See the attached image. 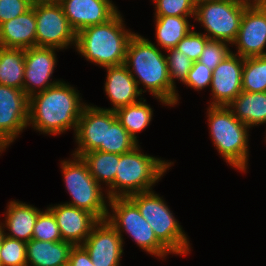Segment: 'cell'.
<instances>
[{"instance_id": "6da1fadb", "label": "cell", "mask_w": 266, "mask_h": 266, "mask_svg": "<svg viewBox=\"0 0 266 266\" xmlns=\"http://www.w3.org/2000/svg\"><path fill=\"white\" fill-rule=\"evenodd\" d=\"M76 87L61 80L45 91L29 97L28 127L41 134L60 135L77 129V122L87 103Z\"/></svg>"}, {"instance_id": "7a4b0ae2", "label": "cell", "mask_w": 266, "mask_h": 266, "mask_svg": "<svg viewBox=\"0 0 266 266\" xmlns=\"http://www.w3.org/2000/svg\"><path fill=\"white\" fill-rule=\"evenodd\" d=\"M124 65L137 82L141 93L149 92L165 106L179 102L178 91L172 86L165 54L159 47L138 33L130 39ZM147 89V90H145Z\"/></svg>"}, {"instance_id": "3957f363", "label": "cell", "mask_w": 266, "mask_h": 266, "mask_svg": "<svg viewBox=\"0 0 266 266\" xmlns=\"http://www.w3.org/2000/svg\"><path fill=\"white\" fill-rule=\"evenodd\" d=\"M120 13L106 23L86 27L76 34L75 50L81 57L102 68L124 64L135 32L126 28Z\"/></svg>"}, {"instance_id": "277c9868", "label": "cell", "mask_w": 266, "mask_h": 266, "mask_svg": "<svg viewBox=\"0 0 266 266\" xmlns=\"http://www.w3.org/2000/svg\"><path fill=\"white\" fill-rule=\"evenodd\" d=\"M174 164L168 160L144 154L140 145L119 155L115 181L105 190L109 199L129 197L153 190V187Z\"/></svg>"}, {"instance_id": "5b68a950", "label": "cell", "mask_w": 266, "mask_h": 266, "mask_svg": "<svg viewBox=\"0 0 266 266\" xmlns=\"http://www.w3.org/2000/svg\"><path fill=\"white\" fill-rule=\"evenodd\" d=\"M206 109L209 134L221 158L232 168L247 173L250 128L227 106H208Z\"/></svg>"}, {"instance_id": "8992f818", "label": "cell", "mask_w": 266, "mask_h": 266, "mask_svg": "<svg viewBox=\"0 0 266 266\" xmlns=\"http://www.w3.org/2000/svg\"><path fill=\"white\" fill-rule=\"evenodd\" d=\"M137 205L142 217L147 220L157 239L174 255L191 252L188 235L184 232L164 198L154 190L129 196ZM163 198V199H162Z\"/></svg>"}, {"instance_id": "52a82bcc", "label": "cell", "mask_w": 266, "mask_h": 266, "mask_svg": "<svg viewBox=\"0 0 266 266\" xmlns=\"http://www.w3.org/2000/svg\"><path fill=\"white\" fill-rule=\"evenodd\" d=\"M71 156L60 162L66 191L71 197V201L64 203L87 210L99 220H106L109 208L106 189L93 178L81 157Z\"/></svg>"}, {"instance_id": "ba28073f", "label": "cell", "mask_w": 266, "mask_h": 266, "mask_svg": "<svg viewBox=\"0 0 266 266\" xmlns=\"http://www.w3.org/2000/svg\"><path fill=\"white\" fill-rule=\"evenodd\" d=\"M106 220L117 230L123 239V233L144 250L146 253L165 259L172 253L157 239L154 231L146 219H144L137 205L129 197H117L109 199Z\"/></svg>"}, {"instance_id": "9c48e42d", "label": "cell", "mask_w": 266, "mask_h": 266, "mask_svg": "<svg viewBox=\"0 0 266 266\" xmlns=\"http://www.w3.org/2000/svg\"><path fill=\"white\" fill-rule=\"evenodd\" d=\"M248 5L240 0H202L196 3L194 21L201 24L210 40L232 45Z\"/></svg>"}, {"instance_id": "30bf717a", "label": "cell", "mask_w": 266, "mask_h": 266, "mask_svg": "<svg viewBox=\"0 0 266 266\" xmlns=\"http://www.w3.org/2000/svg\"><path fill=\"white\" fill-rule=\"evenodd\" d=\"M36 46L60 51L76 45V32L57 1H34Z\"/></svg>"}, {"instance_id": "8fae6325", "label": "cell", "mask_w": 266, "mask_h": 266, "mask_svg": "<svg viewBox=\"0 0 266 266\" xmlns=\"http://www.w3.org/2000/svg\"><path fill=\"white\" fill-rule=\"evenodd\" d=\"M29 97L22 89L0 85V153L28 127Z\"/></svg>"}, {"instance_id": "7c38bea8", "label": "cell", "mask_w": 266, "mask_h": 266, "mask_svg": "<svg viewBox=\"0 0 266 266\" xmlns=\"http://www.w3.org/2000/svg\"><path fill=\"white\" fill-rule=\"evenodd\" d=\"M234 54L243 58L266 56V0L249 4L243 13Z\"/></svg>"}, {"instance_id": "4fadbf2b", "label": "cell", "mask_w": 266, "mask_h": 266, "mask_svg": "<svg viewBox=\"0 0 266 266\" xmlns=\"http://www.w3.org/2000/svg\"><path fill=\"white\" fill-rule=\"evenodd\" d=\"M58 50L57 48L38 46L25 49L23 91L28 97L45 91L61 81L51 78L56 68L57 54L55 52Z\"/></svg>"}, {"instance_id": "5bb4252c", "label": "cell", "mask_w": 266, "mask_h": 266, "mask_svg": "<svg viewBox=\"0 0 266 266\" xmlns=\"http://www.w3.org/2000/svg\"><path fill=\"white\" fill-rule=\"evenodd\" d=\"M94 266H120L124 243L117 230L107 221L100 220L82 244Z\"/></svg>"}, {"instance_id": "9a60e30c", "label": "cell", "mask_w": 266, "mask_h": 266, "mask_svg": "<svg viewBox=\"0 0 266 266\" xmlns=\"http://www.w3.org/2000/svg\"><path fill=\"white\" fill-rule=\"evenodd\" d=\"M244 58L230 54L212 71L209 106H228L242 92Z\"/></svg>"}, {"instance_id": "2e32d148", "label": "cell", "mask_w": 266, "mask_h": 266, "mask_svg": "<svg viewBox=\"0 0 266 266\" xmlns=\"http://www.w3.org/2000/svg\"><path fill=\"white\" fill-rule=\"evenodd\" d=\"M57 2L76 33L86 27L106 23L120 11L112 0H58Z\"/></svg>"}, {"instance_id": "e0dca14e", "label": "cell", "mask_w": 266, "mask_h": 266, "mask_svg": "<svg viewBox=\"0 0 266 266\" xmlns=\"http://www.w3.org/2000/svg\"><path fill=\"white\" fill-rule=\"evenodd\" d=\"M55 216L63 241L82 245L93 227L100 221L87 210L66 203L52 204L47 207Z\"/></svg>"}, {"instance_id": "ac0fdd59", "label": "cell", "mask_w": 266, "mask_h": 266, "mask_svg": "<svg viewBox=\"0 0 266 266\" xmlns=\"http://www.w3.org/2000/svg\"><path fill=\"white\" fill-rule=\"evenodd\" d=\"M91 105L84 106L74 133L77 147L72 154L78 157L105 145L106 109Z\"/></svg>"}, {"instance_id": "d6986e66", "label": "cell", "mask_w": 266, "mask_h": 266, "mask_svg": "<svg viewBox=\"0 0 266 266\" xmlns=\"http://www.w3.org/2000/svg\"><path fill=\"white\" fill-rule=\"evenodd\" d=\"M104 69L107 72L104 92L113 106L112 108L103 109L116 111L121 107L135 104L143 99L142 88H138L137 82L124 64L108 66L104 67Z\"/></svg>"}, {"instance_id": "ffe728a7", "label": "cell", "mask_w": 266, "mask_h": 266, "mask_svg": "<svg viewBox=\"0 0 266 266\" xmlns=\"http://www.w3.org/2000/svg\"><path fill=\"white\" fill-rule=\"evenodd\" d=\"M0 46L19 49L36 46L34 2L28 11L0 25Z\"/></svg>"}, {"instance_id": "44dd1931", "label": "cell", "mask_w": 266, "mask_h": 266, "mask_svg": "<svg viewBox=\"0 0 266 266\" xmlns=\"http://www.w3.org/2000/svg\"><path fill=\"white\" fill-rule=\"evenodd\" d=\"M6 208L5 220L2 222L4 235L29 242L33 237L34 226L41 210L32 204L16 200L8 202Z\"/></svg>"}, {"instance_id": "7402d4cb", "label": "cell", "mask_w": 266, "mask_h": 266, "mask_svg": "<svg viewBox=\"0 0 266 266\" xmlns=\"http://www.w3.org/2000/svg\"><path fill=\"white\" fill-rule=\"evenodd\" d=\"M73 246L67 241L31 239L26 242L27 266H66Z\"/></svg>"}, {"instance_id": "603a6c76", "label": "cell", "mask_w": 266, "mask_h": 266, "mask_svg": "<svg viewBox=\"0 0 266 266\" xmlns=\"http://www.w3.org/2000/svg\"><path fill=\"white\" fill-rule=\"evenodd\" d=\"M227 107L249 128L266 124V92L242 91Z\"/></svg>"}, {"instance_id": "cb8c5ba5", "label": "cell", "mask_w": 266, "mask_h": 266, "mask_svg": "<svg viewBox=\"0 0 266 266\" xmlns=\"http://www.w3.org/2000/svg\"><path fill=\"white\" fill-rule=\"evenodd\" d=\"M195 16H154L155 36L157 47L165 51L175 48L178 42L183 39L194 27L190 25L189 18Z\"/></svg>"}, {"instance_id": "d4e9b609", "label": "cell", "mask_w": 266, "mask_h": 266, "mask_svg": "<svg viewBox=\"0 0 266 266\" xmlns=\"http://www.w3.org/2000/svg\"><path fill=\"white\" fill-rule=\"evenodd\" d=\"M25 72V49L0 46V85L22 89Z\"/></svg>"}, {"instance_id": "484cf974", "label": "cell", "mask_w": 266, "mask_h": 266, "mask_svg": "<svg viewBox=\"0 0 266 266\" xmlns=\"http://www.w3.org/2000/svg\"><path fill=\"white\" fill-rule=\"evenodd\" d=\"M86 163L93 178L106 189L115 181L119 164V154L99 150L90 151L80 156Z\"/></svg>"}, {"instance_id": "4316f807", "label": "cell", "mask_w": 266, "mask_h": 266, "mask_svg": "<svg viewBox=\"0 0 266 266\" xmlns=\"http://www.w3.org/2000/svg\"><path fill=\"white\" fill-rule=\"evenodd\" d=\"M138 145L117 120L115 111L106 109L105 145H101L97 150L121 155L132 151Z\"/></svg>"}, {"instance_id": "83f0119b", "label": "cell", "mask_w": 266, "mask_h": 266, "mask_svg": "<svg viewBox=\"0 0 266 266\" xmlns=\"http://www.w3.org/2000/svg\"><path fill=\"white\" fill-rule=\"evenodd\" d=\"M115 113L117 120L139 144L136 134L148 127L153 119V109L146 103V99L143 98L135 104L121 107Z\"/></svg>"}, {"instance_id": "f1b7e54d", "label": "cell", "mask_w": 266, "mask_h": 266, "mask_svg": "<svg viewBox=\"0 0 266 266\" xmlns=\"http://www.w3.org/2000/svg\"><path fill=\"white\" fill-rule=\"evenodd\" d=\"M242 91L266 92V56L244 58Z\"/></svg>"}, {"instance_id": "f546056e", "label": "cell", "mask_w": 266, "mask_h": 266, "mask_svg": "<svg viewBox=\"0 0 266 266\" xmlns=\"http://www.w3.org/2000/svg\"><path fill=\"white\" fill-rule=\"evenodd\" d=\"M0 266H27L26 242L4 235L0 248Z\"/></svg>"}, {"instance_id": "4dcf8cb0", "label": "cell", "mask_w": 266, "mask_h": 266, "mask_svg": "<svg viewBox=\"0 0 266 266\" xmlns=\"http://www.w3.org/2000/svg\"><path fill=\"white\" fill-rule=\"evenodd\" d=\"M168 55L166 56L167 67L169 72V77L172 86L176 89L175 80L184 83L187 79L188 73L192 68L193 62L190 60L188 55H184L182 51L176 48H171L166 50Z\"/></svg>"}, {"instance_id": "1f68e13d", "label": "cell", "mask_w": 266, "mask_h": 266, "mask_svg": "<svg viewBox=\"0 0 266 266\" xmlns=\"http://www.w3.org/2000/svg\"><path fill=\"white\" fill-rule=\"evenodd\" d=\"M32 239L50 242L63 241L56 218L48 208L38 214Z\"/></svg>"}, {"instance_id": "d6a6232c", "label": "cell", "mask_w": 266, "mask_h": 266, "mask_svg": "<svg viewBox=\"0 0 266 266\" xmlns=\"http://www.w3.org/2000/svg\"><path fill=\"white\" fill-rule=\"evenodd\" d=\"M154 16H195L194 0H152Z\"/></svg>"}, {"instance_id": "836d02e7", "label": "cell", "mask_w": 266, "mask_h": 266, "mask_svg": "<svg viewBox=\"0 0 266 266\" xmlns=\"http://www.w3.org/2000/svg\"><path fill=\"white\" fill-rule=\"evenodd\" d=\"M229 46V47H228ZM232 45L223 41L209 40L202 51L198 62L206 65L211 70L226 59L233 51Z\"/></svg>"}, {"instance_id": "e575fe53", "label": "cell", "mask_w": 266, "mask_h": 266, "mask_svg": "<svg viewBox=\"0 0 266 266\" xmlns=\"http://www.w3.org/2000/svg\"><path fill=\"white\" fill-rule=\"evenodd\" d=\"M210 39L203 34V32H197L194 28L176 45V49L182 51L185 55H188L192 62L198 61L206 43Z\"/></svg>"}, {"instance_id": "d590c367", "label": "cell", "mask_w": 266, "mask_h": 266, "mask_svg": "<svg viewBox=\"0 0 266 266\" xmlns=\"http://www.w3.org/2000/svg\"><path fill=\"white\" fill-rule=\"evenodd\" d=\"M212 71L213 70L198 61L193 62L192 68L183 84L195 91H202V89L210 87Z\"/></svg>"}, {"instance_id": "8d00e7d4", "label": "cell", "mask_w": 266, "mask_h": 266, "mask_svg": "<svg viewBox=\"0 0 266 266\" xmlns=\"http://www.w3.org/2000/svg\"><path fill=\"white\" fill-rule=\"evenodd\" d=\"M34 0H0V25L28 11Z\"/></svg>"}, {"instance_id": "74e56055", "label": "cell", "mask_w": 266, "mask_h": 266, "mask_svg": "<svg viewBox=\"0 0 266 266\" xmlns=\"http://www.w3.org/2000/svg\"><path fill=\"white\" fill-rule=\"evenodd\" d=\"M66 266H94V264L82 245H74L70 251L69 263Z\"/></svg>"}, {"instance_id": "f35d334b", "label": "cell", "mask_w": 266, "mask_h": 266, "mask_svg": "<svg viewBox=\"0 0 266 266\" xmlns=\"http://www.w3.org/2000/svg\"><path fill=\"white\" fill-rule=\"evenodd\" d=\"M3 237H4V229H3L2 221H0V248H1V245H2Z\"/></svg>"}, {"instance_id": "ab89813d", "label": "cell", "mask_w": 266, "mask_h": 266, "mask_svg": "<svg viewBox=\"0 0 266 266\" xmlns=\"http://www.w3.org/2000/svg\"><path fill=\"white\" fill-rule=\"evenodd\" d=\"M240 1H243V2H246L248 4H251V3H256V2H259V1H262V0H240Z\"/></svg>"}, {"instance_id": "60d3db41", "label": "cell", "mask_w": 266, "mask_h": 266, "mask_svg": "<svg viewBox=\"0 0 266 266\" xmlns=\"http://www.w3.org/2000/svg\"><path fill=\"white\" fill-rule=\"evenodd\" d=\"M41 1H58V0H41Z\"/></svg>"}]
</instances>
